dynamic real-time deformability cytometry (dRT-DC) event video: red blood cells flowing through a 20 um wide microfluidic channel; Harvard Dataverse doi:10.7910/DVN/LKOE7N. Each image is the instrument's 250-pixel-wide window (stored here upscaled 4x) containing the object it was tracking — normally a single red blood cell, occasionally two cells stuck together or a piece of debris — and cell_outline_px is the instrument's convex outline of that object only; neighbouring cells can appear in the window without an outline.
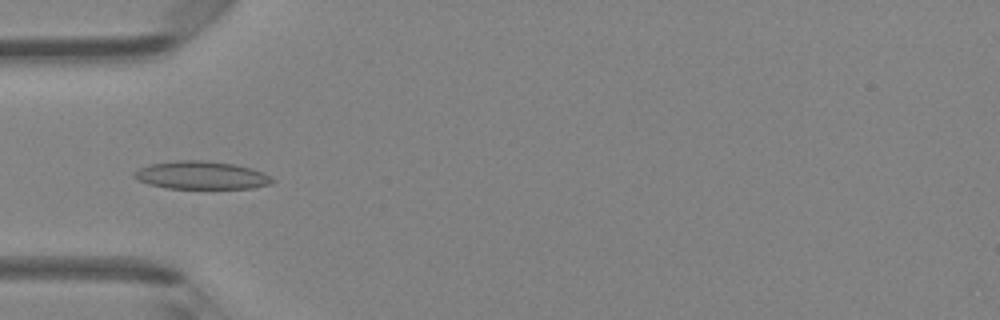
{"species": "Egyptian fruit bat (a non-hibernating species)", "species_latin": "Rousettus aegyptiacus", "temperature_condition": "room temperature", "stored_images_in_passage": 47, "camera_frame_rate_fps": 3000, "um_per_image_px": 0.085, "animal": {"sex": "female"}, "frame": {"image": 1, "passage_image": 15, "time_ms": 4.667, "image_size_px": [1000, 320], "cell_outline_px": [[276, 180], [272, 184], [252, 188], [168, 188], [148, 184], [136, 180], [132, 176], [140, 168], [148, 164], [176, 160], [208, 160], [232, 164], [252, 168], [264, 172]], "centroid_in_image_um": [17.13, 14.89], "position_along_channel_um": 67.9, "area_um2": 22.66}}
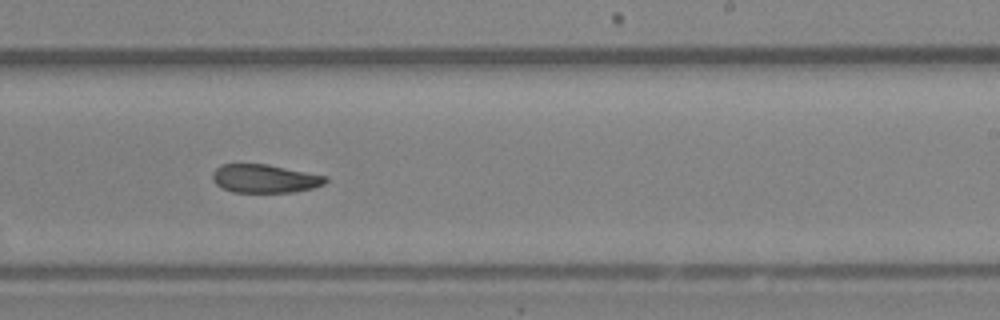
{"frame": {"image": 2, "passage_image": 29, "time_ms": 9.333, "image_size_px": [1000, 320], "cell_outline_px": [[328, 180], [324, 184], [312, 188], [292, 192], [232, 192], [216, 184], [212, 180], [212, 172], [220, 164], [268, 164], [328, 176]], "centroid_in_image_um": [22.5, 15.17], "position_along_channel_um": 266.5, "area_um2": 18.79}}
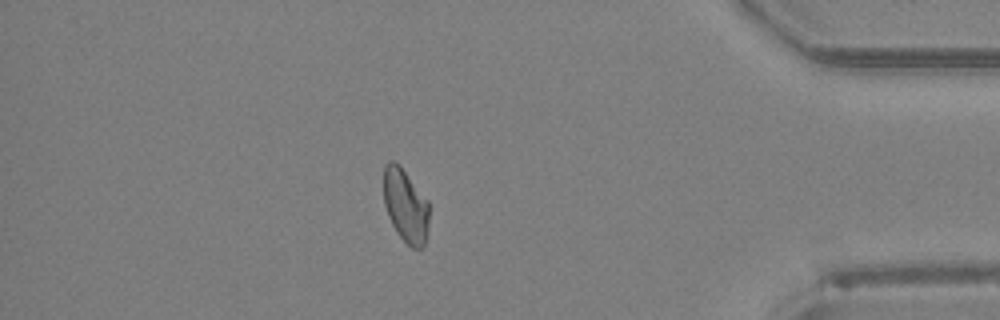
{"frame": {"image": 3, "passage_image": 41, "time_ms": 13.333, "image_size_px": [1000, 320], "cell_outline_px": [[428, 224], [424, 244], [420, 248], [412, 248], [396, 232], [388, 216], [384, 204], [384, 164], [388, 160], [392, 160], [404, 172], [428, 200]], "centroid_in_image_um": [34.45, 17.49], "position_along_channel_um": 400.7, "area_um2": 19.02}, "authors_computed_cell_mechanics": {"area_um2": 20.4034, "velocity_mm_per_s": 4.2809, "shape_relaxation_time_tau1_ms": null, "shape_relaxation_time_tau2_ms": 2.3081, "deformation_change_tau1": null, "deformation_change_tau2": 0.0653}}